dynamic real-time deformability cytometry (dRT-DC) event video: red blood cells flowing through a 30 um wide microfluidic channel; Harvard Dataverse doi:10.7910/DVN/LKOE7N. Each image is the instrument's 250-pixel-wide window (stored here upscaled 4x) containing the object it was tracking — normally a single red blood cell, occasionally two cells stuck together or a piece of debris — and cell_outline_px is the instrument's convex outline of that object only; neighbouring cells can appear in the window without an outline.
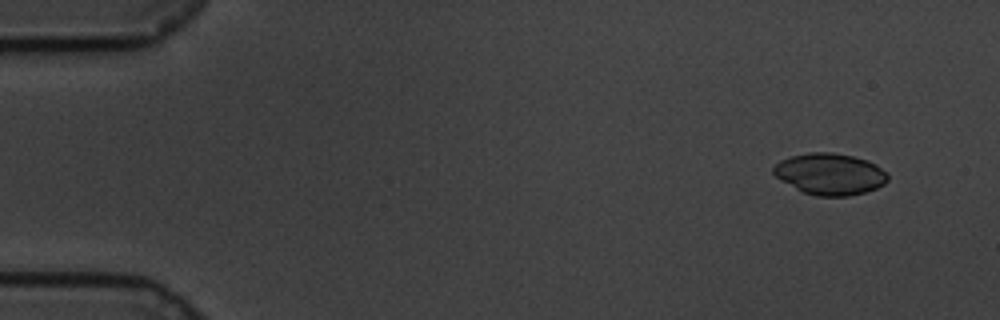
{"species": "common noctule bat (a hibernating species)", "species_latin": "Nyctalus noctula", "temperature_condition": "cold", "stored_images_in_passage": 56, "camera_frame_rate_fps": 3000, "um_per_image_px": 0.085, "animal": {"sex": "male", "body_mass_g": 19.5, "forearm_length_mm": 54.6}, "frame": {"image": 1, "passage_image": 1, "time_ms": 0.0, "image_size_px": [1000, 320], "cell_outline_px": [[888, 180], [884, 184], [876, 188], [864, 192], [848, 196], [816, 196], [804, 192], [780, 180], [772, 172], [772, 168], [780, 160], [788, 156], [808, 152], [832, 152], [852, 156], [868, 160], [876, 164], [888, 172]], "centroid_in_image_um": [70.54, 14.78], "position_along_channel_um": 14.5, "area_um2": 27.8}}
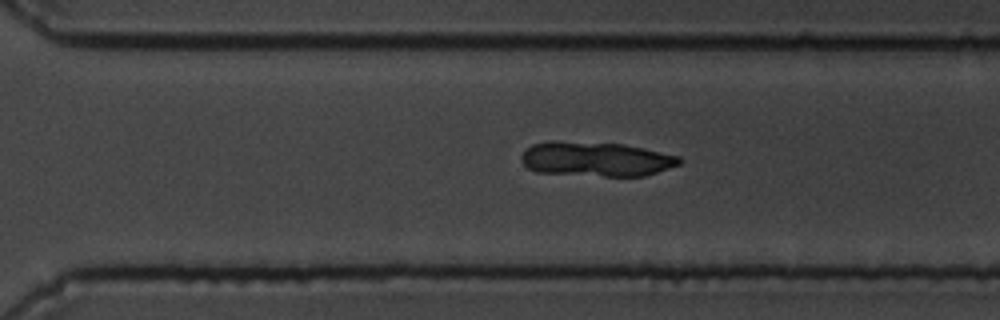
{"frame": {"image": 2, "passage_image": 38, "time_ms": 12.333, "image_size_px": [1000, 320], "cell_outline_px": [[684, 160], [680, 164], [644, 176], [604, 176], [536, 172], [528, 168], [520, 160], [520, 156], [524, 148], [532, 144], [548, 140], [556, 140], [624, 144], [644, 148], [680, 156]], "centroid_in_image_um": [50.62, 13.5], "position_along_channel_um": 320.0, "area_um2": 32.25}}
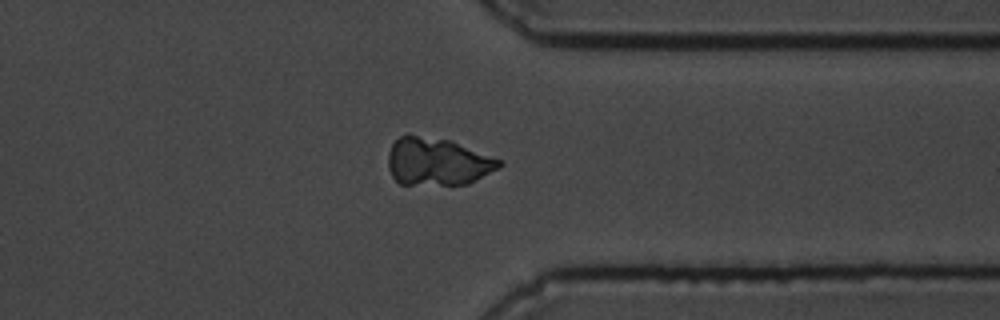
{"frame": {"image": 3, "passage_image": 43, "time_ms": 14.0, "image_size_px": [1000, 320], "cell_outline_px": [[504, 164], [468, 184], [400, 184], [392, 176], [388, 168], [388, 152], [392, 144], [400, 136], [408, 132], [452, 140], [504, 160]], "centroid_in_image_um": [37.17, 13.69], "position_along_channel_um": 374.2, "area_um2": 31.33}}